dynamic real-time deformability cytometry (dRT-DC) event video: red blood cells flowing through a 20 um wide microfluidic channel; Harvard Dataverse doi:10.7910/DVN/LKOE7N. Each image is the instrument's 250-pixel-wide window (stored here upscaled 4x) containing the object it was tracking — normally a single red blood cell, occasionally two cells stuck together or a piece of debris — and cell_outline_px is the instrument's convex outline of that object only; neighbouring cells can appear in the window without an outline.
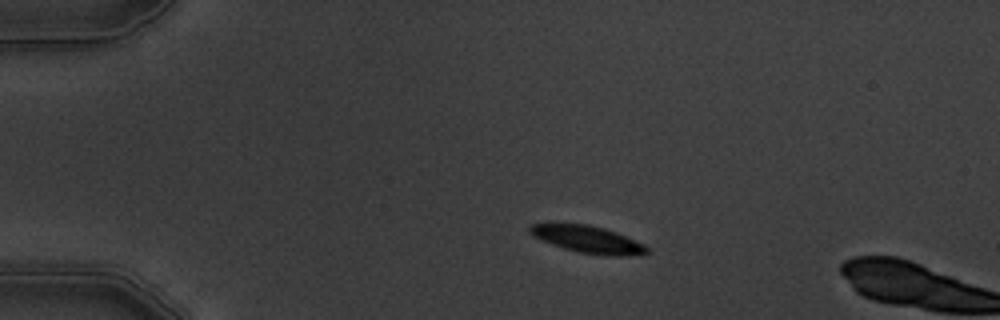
{"species": "common noctule bat (a hibernating species)", "species_latin": "Nyctalus noctula", "temperature_condition": "warm", "stored_images_in_passage": 4, "camera_frame_rate_fps": 3000, "um_per_image_px": 0.085, "animal": {"sex": "male", "body_mass_g": 19.5, "forearm_length_mm": 54.6}, "frame": {"image": 1, "passage_image": 3, "time_ms": 2.333, "image_size_px": [1000, 320], "cell_outline_px": [[648, 252], [628, 256], [612, 256], [580, 252], [564, 248], [540, 240], [532, 236], [528, 232], [528, 228], [532, 224], [548, 220], [560, 220], [588, 224], [604, 228], [616, 232], [644, 244], [648, 248]], "centroid_in_image_um": [49.81, 20.27], "position_along_channel_um": 35.2, "area_um2": 19.25}}